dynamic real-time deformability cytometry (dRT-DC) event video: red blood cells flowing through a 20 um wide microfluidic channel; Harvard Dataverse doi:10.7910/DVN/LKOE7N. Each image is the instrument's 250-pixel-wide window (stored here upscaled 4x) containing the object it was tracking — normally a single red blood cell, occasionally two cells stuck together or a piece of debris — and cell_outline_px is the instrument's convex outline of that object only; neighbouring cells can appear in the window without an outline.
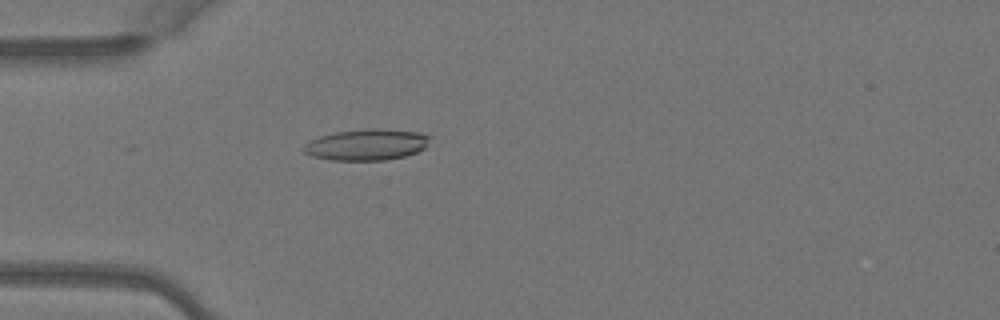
{"species": "Egyptian fruit bat (a non-hibernating species)", "species_latin": "Rousettus aegyptiacus", "temperature_condition": "warm", "stored_images_in_passage": 5, "camera_frame_rate_fps": 3000, "um_per_image_px": 0.085, "animal": {"sex": "female"}, "frame": {"image": 1, "passage_image": 5, "time_ms": 1.333, "image_size_px": [1000, 320], "cell_outline_px": [[432, 136], [424, 148], [416, 152], [404, 156], [384, 160], [332, 160], [312, 156], [304, 152], [300, 148], [304, 144], [320, 136], [336, 132], [368, 128], [380, 128], [420, 132]], "centroid_in_image_um": [31.16, 12.28], "position_along_channel_um": 53.8, "area_um2": 23.0}}